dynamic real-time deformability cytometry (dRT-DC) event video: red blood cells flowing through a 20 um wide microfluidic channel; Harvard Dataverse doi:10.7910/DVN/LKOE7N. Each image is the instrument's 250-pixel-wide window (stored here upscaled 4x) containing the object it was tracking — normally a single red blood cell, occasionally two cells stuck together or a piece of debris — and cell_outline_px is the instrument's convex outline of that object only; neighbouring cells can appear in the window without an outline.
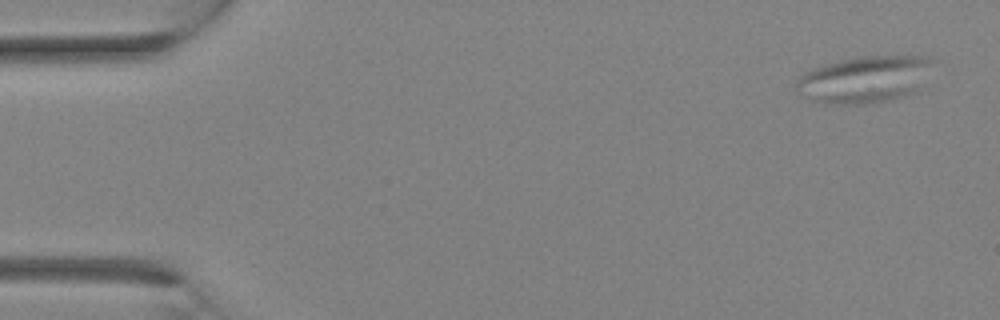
{"species": "Egyptian fruit bat (a non-hibernating species)", "species_latin": "Rousettus aegyptiacus", "temperature_condition": "room temperature", "stored_images_in_passage": 3, "camera_frame_rate_fps": 3000, "um_per_image_px": 0.085, "animal": {"sex": "female"}, "frame": {"image": 1, "passage_image": 1, "time_ms": 0.0, "image_size_px": [1000, 320], "cell_outline_px": [[940, 60], [920, 88], [916, 92], [896, 100], [872, 104], [828, 104], [812, 100], [796, 88], [796, 84], [800, 76], [804, 72], [812, 68], [824, 64], [860, 56], [936, 56]], "centroid_in_image_um": [73.65, 6.74], "position_along_channel_um": 11.3, "area_um2": 38.32}}
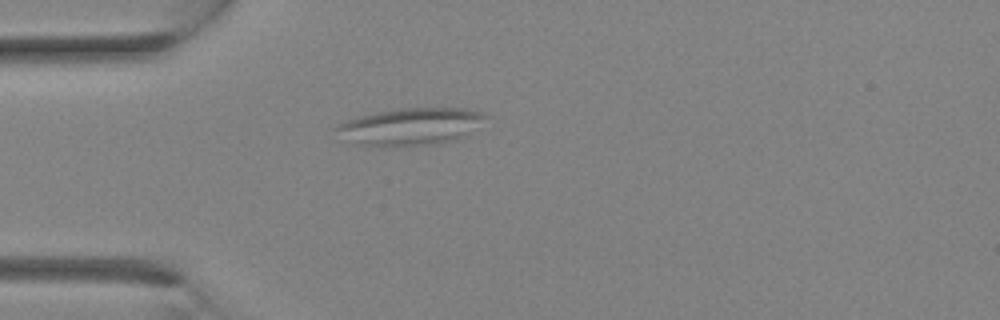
{"frame": {"image": 2, "passage_image": 3, "time_ms": 2.333, "image_size_px": [1000, 320], "cell_outline_px": [[488, 116], [460, 140], [440, 144], [392, 148], [388, 148], [356, 144], [332, 128], [348, 120], [360, 116], [376, 112], [400, 108], [464, 108], [484, 112]], "centroid_in_image_um": [34.94, 10.78], "position_along_channel_um": 50.1, "area_um2": 32.71}}